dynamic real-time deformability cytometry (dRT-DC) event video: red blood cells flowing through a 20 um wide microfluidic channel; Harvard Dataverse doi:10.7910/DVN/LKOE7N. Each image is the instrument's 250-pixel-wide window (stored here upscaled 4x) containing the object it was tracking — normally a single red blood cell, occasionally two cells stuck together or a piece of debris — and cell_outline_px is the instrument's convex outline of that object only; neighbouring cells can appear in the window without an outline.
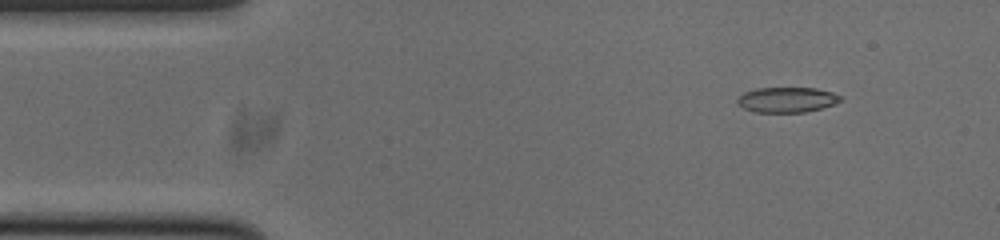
{"species": "common noctule bat (a hibernating species)", "species_latin": "Nyctalus noctula", "temperature_condition": "cold", "stored_images_in_passage": 48, "camera_frame_rate_fps": 3000, "um_per_image_px": 0.085, "animal": {"sex": "male", "body_mass_g": 20.0, "forearm_length_mm": 53.3}, "frame": {"image": 1, "passage_image": 1, "time_ms": 0.0, "image_size_px": [1000, 240], "cell_outline_px": [[844, 100], [836, 104], [804, 112], [756, 112], [744, 108], [736, 104], [736, 100], [744, 92], [756, 88], [816, 88], [832, 92], [844, 96]], "centroid_in_image_um": [66.93, 8.47], "position_along_channel_um": 18.1, "area_um2": 15.32}}
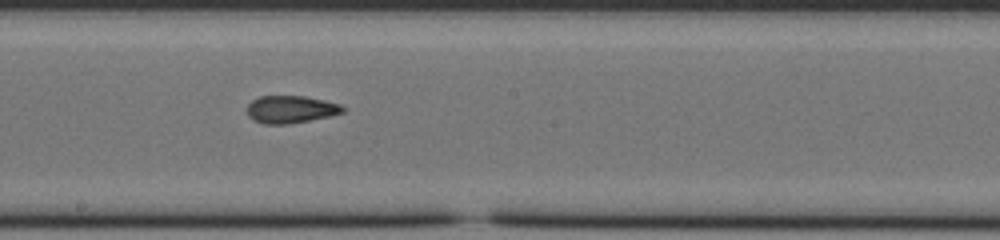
{"frame": {"image": 2, "passage_image": 23, "time_ms": 7.333, "image_size_px": [1000, 240], "cell_outline_px": [[344, 112], [328, 116], [288, 124], [264, 124], [252, 120], [248, 116], [248, 104], [252, 100], [260, 96], [304, 96], [324, 100], [340, 104], [344, 108]], "centroid_in_image_um": [24.68, 9.29], "position_along_channel_um": 223.5, "area_um2": 15.2}}
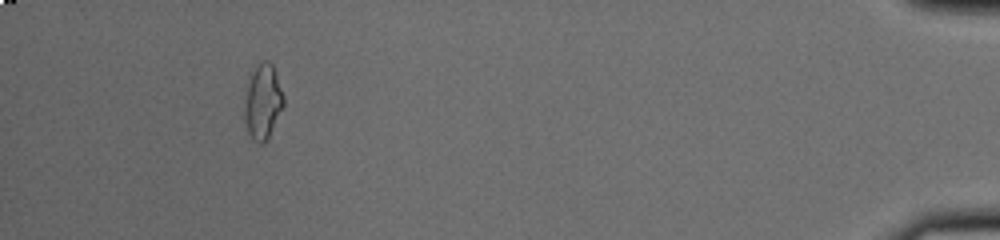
{"frame": {"image": 3, "passage_image": 44, "time_ms": 14.333, "image_size_px": [1000, 240], "cell_outline_px": [[284, 104], [268, 140], [264, 144], [260, 144], [252, 140], [248, 132], [244, 120], [244, 100], [248, 72], [264, 60], [268, 60], [272, 64], [284, 96]], "centroid_in_image_um": [22.3, 8.65], "position_along_channel_um": 412.9, "area_um2": 17.57}, "authors_computed_cell_mechanics": {"area_um2": 15.7216, "velocity_mm_per_s": 3.7896, "shape_relaxation_time_tau1_ms": null, "shape_relaxation_time_tau2_ms": 1.6549, "deformation_change_tau1": null, "deformation_change_tau2": 0.0817}}